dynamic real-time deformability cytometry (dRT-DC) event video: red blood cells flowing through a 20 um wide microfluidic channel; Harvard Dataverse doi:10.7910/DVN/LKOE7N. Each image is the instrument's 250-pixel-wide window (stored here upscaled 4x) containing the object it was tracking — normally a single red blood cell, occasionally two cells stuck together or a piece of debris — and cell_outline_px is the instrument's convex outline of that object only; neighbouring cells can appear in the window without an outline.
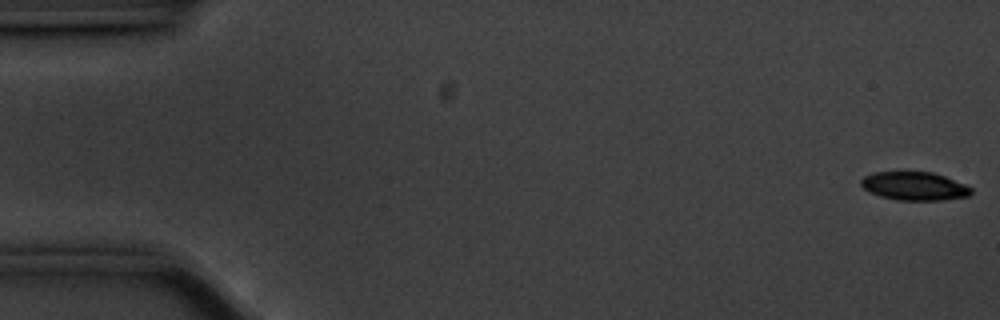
{"species": "common noctule bat (a hibernating species)", "species_latin": "Nyctalus noctula", "temperature_condition": "cold", "stored_images_in_passage": 57, "camera_frame_rate_fps": 3000, "um_per_image_px": 0.085, "animal": {"sex": "male", "body_mass_g": 20.1, "forearm_length_mm": 53.5}, "frame": {"image": 1, "passage_image": 1, "time_ms": 0.0, "image_size_px": [1000, 320], "cell_outline_px": [[972, 192], [968, 196], [944, 200], [896, 200], [880, 196], [864, 188], [860, 184], [860, 180], [864, 176], [876, 172], [932, 172], [944, 176], [964, 184], [972, 188]], "centroid_in_image_um": [77.73, 15.82], "position_along_channel_um": 7.3, "area_um2": 18.09}}
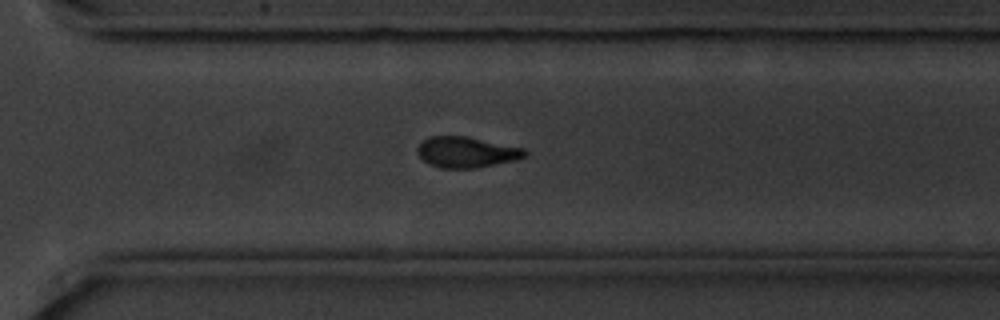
{"frame": {"image": 2, "passage_image": 40, "time_ms": 13.0, "image_size_px": [1000, 320], "cell_outline_px": [[528, 152], [524, 156], [516, 160], [476, 168], [440, 168], [428, 164], [416, 152], [416, 148], [428, 136], [464, 136], [524, 148]], "centroid_in_image_um": [39.62, 12.94], "position_along_channel_um": 331.0, "area_um2": 19.19}}
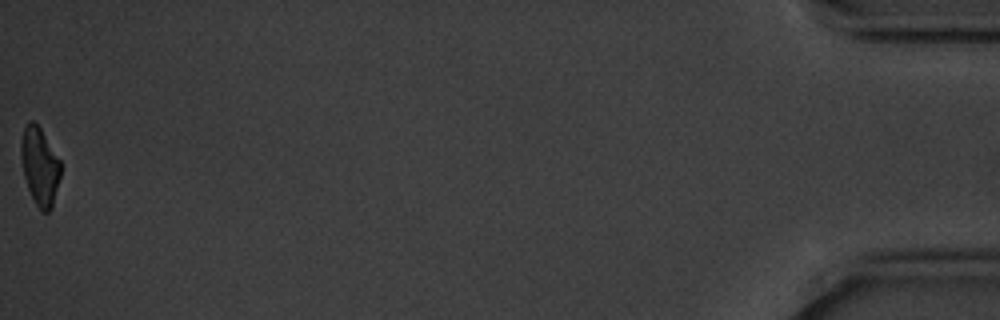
{"frame": {"image": 3, "passage_image": 57, "time_ms": 18.667, "image_size_px": [1000, 320], "cell_outline_px": [[60, 176], [52, 208], [48, 212], [44, 212], [36, 204], [28, 188], [24, 176], [20, 156], [20, 144], [24, 128], [28, 120], [32, 120], [40, 128], [60, 160]], "centroid_in_image_um": [3.37, 14.11], "position_along_channel_um": 431.8, "area_um2": 17.74}, "authors_computed_cell_mechanics": {"area_um2": 19.5364, "velocity_mm_per_s": 3.522, "shape_relaxation_time_tau1_ms": 2.1858, "shape_relaxation_time_tau2_ms": null, "deformation_change_tau1": 0.13, "deformation_change_tau2": null}}